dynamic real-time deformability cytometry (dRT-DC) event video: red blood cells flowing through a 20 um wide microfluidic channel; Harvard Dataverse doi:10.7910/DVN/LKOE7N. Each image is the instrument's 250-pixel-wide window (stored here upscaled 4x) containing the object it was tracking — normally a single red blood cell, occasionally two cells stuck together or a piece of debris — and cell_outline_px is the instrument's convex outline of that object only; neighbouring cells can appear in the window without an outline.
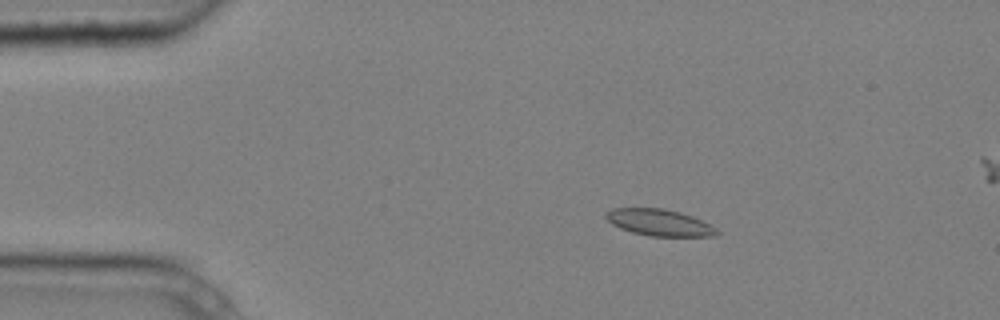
{"species": "common noctule bat (a hibernating species)", "species_latin": "Nyctalus noctula", "temperature_condition": "cold", "stored_images_in_passage": 9, "camera_frame_rate_fps": 3000, "um_per_image_px": 0.085, "animal": {"sex": "male", "body_mass_g": 20.4}, "frame": {"image": 1, "passage_image": 3, "time_ms": 0.667, "image_size_px": [1000, 320], "cell_outline_px": [[720, 232], [716, 236], [648, 236], [632, 232], [620, 228], [612, 224], [604, 216], [604, 212], [612, 208], [664, 208], [680, 212], [692, 216], [716, 228]], "centroid_in_image_um": [56.01, 18.91], "position_along_channel_um": 29.0, "area_um2": 17.22}}
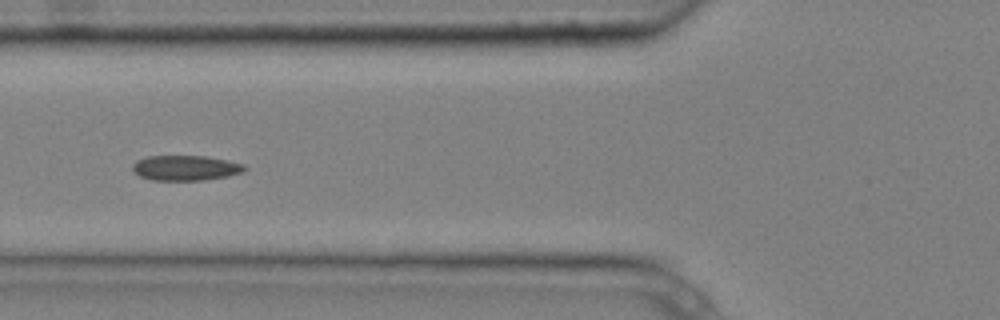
{"frame": {"image": 2, "passage_image": 6, "time_ms": 1.667, "image_size_px": [1000, 320], "cell_outline_px": [[248, 168], [244, 172], [228, 176], [204, 180], [152, 180], [140, 176], [132, 168], [132, 164], [136, 160], [148, 156], [204, 156], [244, 164]], "centroid_in_image_um": [15.78, 14.27], "position_along_channel_um": 110.0, "area_um2": 16.36}}
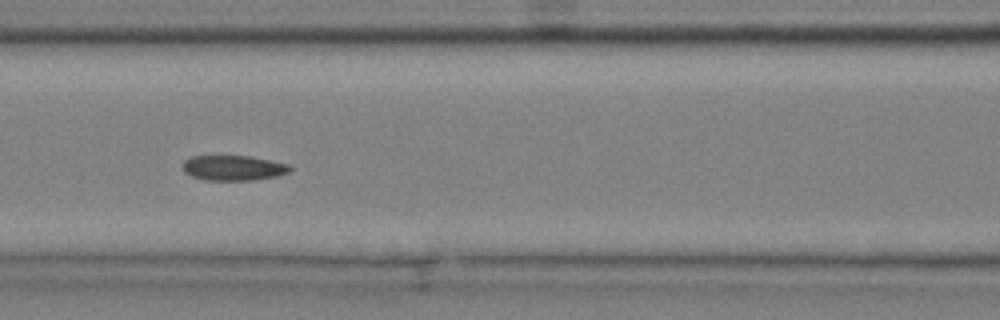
{"frame": {"image": 3, "passage_image": 7, "time_ms": 2.0, "image_size_px": [1000, 320], "cell_outline_px": [[292, 168], [288, 172], [276, 176], [252, 180], [204, 180], [192, 176], [184, 172], [184, 160], [192, 156], [252, 156], [288, 164]], "centroid_in_image_um": [19.83, 14.27], "position_along_channel_um": 146.8, "area_um2": 15.61}}